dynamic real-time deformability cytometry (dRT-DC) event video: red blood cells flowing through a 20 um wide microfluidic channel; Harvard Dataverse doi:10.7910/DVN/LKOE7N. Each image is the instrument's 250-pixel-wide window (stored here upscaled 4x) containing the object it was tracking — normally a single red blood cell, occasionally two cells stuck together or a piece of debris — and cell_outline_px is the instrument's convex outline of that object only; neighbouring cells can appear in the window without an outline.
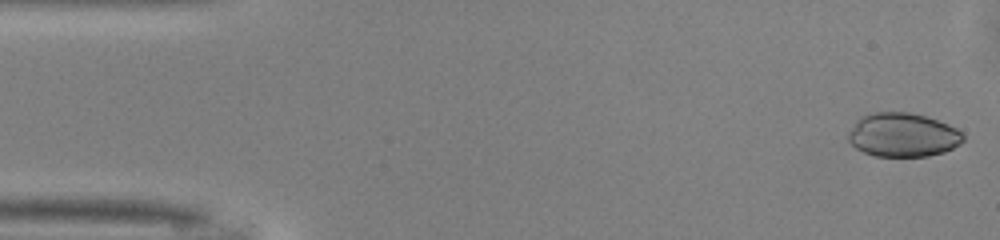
{"species": "common noctule bat (a hibernating species)", "species_latin": "Nyctalus noctula", "temperature_condition": "warm", "stored_images_in_passage": 48, "camera_frame_rate_fps": 3000, "um_per_image_px": 0.085, "animal": {"sex": "male", "body_mass_g": 13.0, "forearm_length_mm": 53.1}, "frame": {"image": 1, "passage_image": 1, "time_ms": 0.0, "image_size_px": [1000, 240], "cell_outline_px": [[964, 140], [960, 144], [944, 152], [928, 156], [872, 156], [856, 148], [848, 140], [848, 132], [856, 120], [860, 116], [876, 112], [908, 112], [924, 116], [948, 124], [956, 128], [964, 136]], "centroid_in_image_um": [76.72, 11.47], "position_along_channel_um": 8.3, "area_um2": 29.36}}
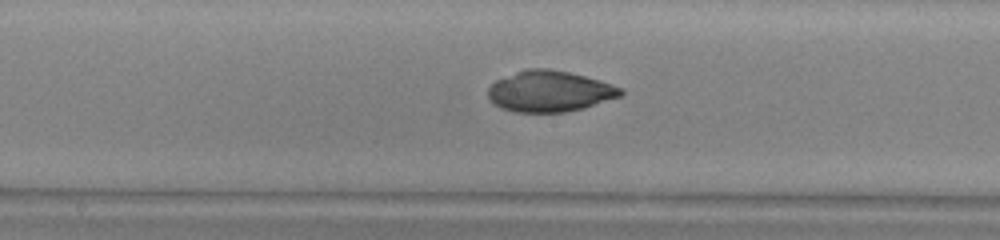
{"frame": {"image": 2, "passage_image": 24, "time_ms": 7.667, "image_size_px": [1000, 240], "cell_outline_px": [[624, 92], [620, 96], [584, 108], [564, 112], [516, 112], [500, 108], [492, 104], [488, 100], [488, 88], [496, 80], [524, 68], [548, 68], [568, 72], [600, 80], [624, 88]], "centroid_in_image_um": [46.69, 7.76], "position_along_channel_um": 201.5, "area_um2": 31.91}}
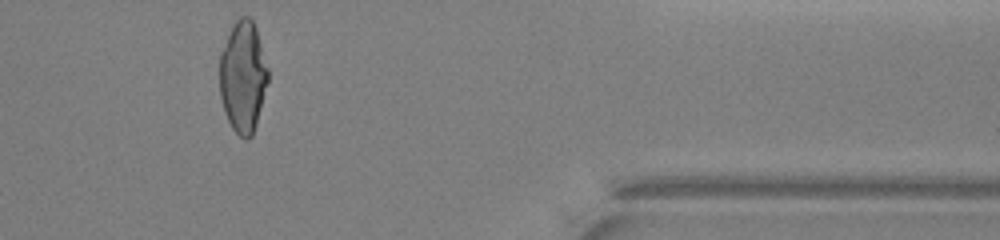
{"frame": {"image": 3, "passage_image": 40, "time_ms": 13.0, "image_size_px": [1000, 240], "cell_outline_px": [[268, 80], [256, 124], [252, 136], [248, 140], [244, 140], [232, 128], [224, 112], [220, 96], [220, 52], [232, 24], [240, 16], [248, 16], [252, 20], [256, 28], [268, 68]], "centroid_in_image_um": [20.64, 6.51], "position_along_channel_um": 390.8, "area_um2": 31.44}}